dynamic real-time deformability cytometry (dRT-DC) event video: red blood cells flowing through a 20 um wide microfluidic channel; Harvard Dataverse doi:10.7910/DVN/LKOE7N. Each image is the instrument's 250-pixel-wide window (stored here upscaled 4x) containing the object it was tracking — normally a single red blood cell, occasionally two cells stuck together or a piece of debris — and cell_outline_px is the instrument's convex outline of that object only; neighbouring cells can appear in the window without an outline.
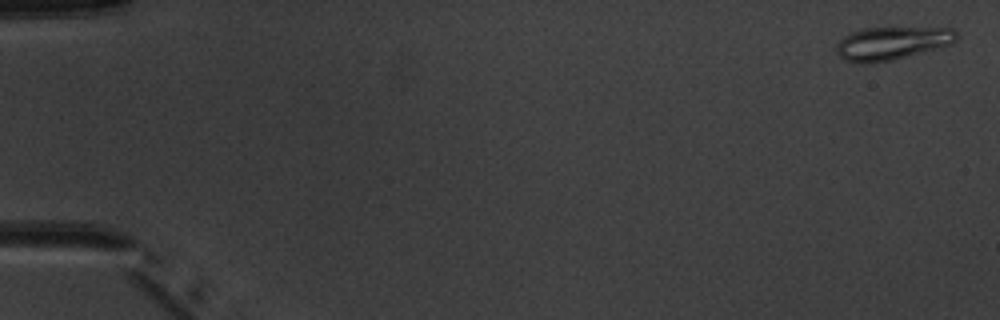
{"species": "common noctule bat (a hibernating species)", "species_latin": "Nyctalus noctula", "temperature_condition": "warm", "stored_images_in_passage": 5, "camera_frame_rate_fps": 3000, "um_per_image_px": 0.085, "animal": {"sex": "male", "body_mass_g": 20.1, "forearm_length_mm": 53.5}, "frame": {"image": 1, "passage_image": 1, "time_ms": 0.0, "image_size_px": [1000, 320], "cell_outline_px": [[960, 36], [952, 44], [892, 60], [860, 64], [844, 60], [836, 52], [836, 44], [844, 36], [852, 32], [868, 28], [952, 28]], "centroid_in_image_um": [75.81, 3.68], "position_along_channel_um": 9.2, "area_um2": 23.0}}
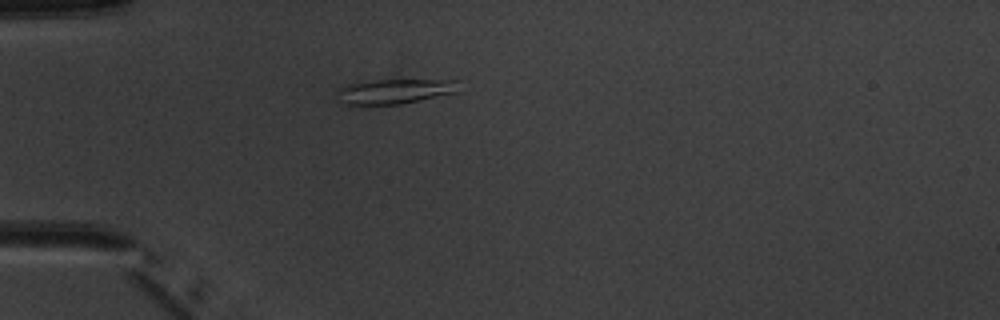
{"frame": {"image": 2, "passage_image": 5, "time_ms": 4.667, "image_size_px": [1000, 320], "cell_outline_px": [[460, 92], [400, 104], [344, 104], [340, 100], [336, 92], [336, 88], [348, 84], [372, 80], [460, 80]], "centroid_in_image_um": [33.6, 7.75], "position_along_channel_um": 51.4, "area_um2": 17.74}}